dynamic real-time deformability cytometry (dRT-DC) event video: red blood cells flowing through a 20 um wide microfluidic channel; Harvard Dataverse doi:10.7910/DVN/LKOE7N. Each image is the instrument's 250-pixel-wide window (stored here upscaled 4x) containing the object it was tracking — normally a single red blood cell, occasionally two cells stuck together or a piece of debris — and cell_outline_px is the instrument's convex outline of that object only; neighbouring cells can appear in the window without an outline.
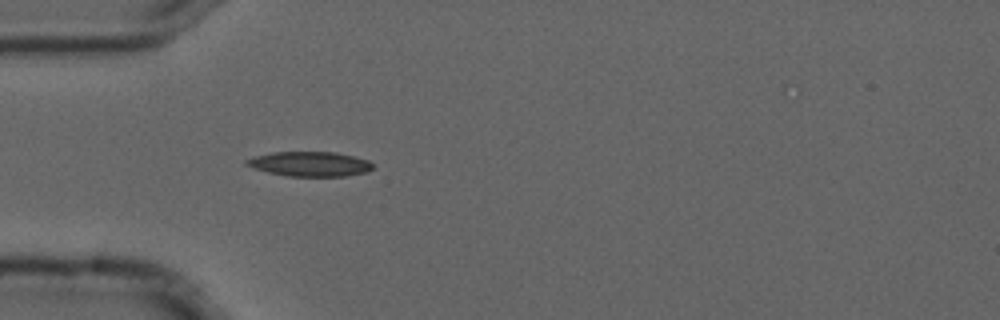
{"species": "common noctule bat (a hibernating species)", "species_latin": "Nyctalus noctula", "temperature_condition": "cold", "stored_images_in_passage": 2, "camera_frame_rate_fps": 3000, "um_per_image_px": 0.085, "animal": {"sex": "male", "forearm_length_mm": 52.5}, "frame": {"image": 1, "passage_image": 2, "time_ms": 0.333, "image_size_px": [1000, 320], "cell_outline_px": [[376, 164], [368, 172], [344, 176], [288, 176], [268, 172], [252, 168], [244, 164], [244, 160], [252, 156], [272, 152], [336, 152], [368, 160]], "centroid_in_image_um": [26.31, 13.93], "position_along_channel_um": 58.7, "area_um2": 18.38}}